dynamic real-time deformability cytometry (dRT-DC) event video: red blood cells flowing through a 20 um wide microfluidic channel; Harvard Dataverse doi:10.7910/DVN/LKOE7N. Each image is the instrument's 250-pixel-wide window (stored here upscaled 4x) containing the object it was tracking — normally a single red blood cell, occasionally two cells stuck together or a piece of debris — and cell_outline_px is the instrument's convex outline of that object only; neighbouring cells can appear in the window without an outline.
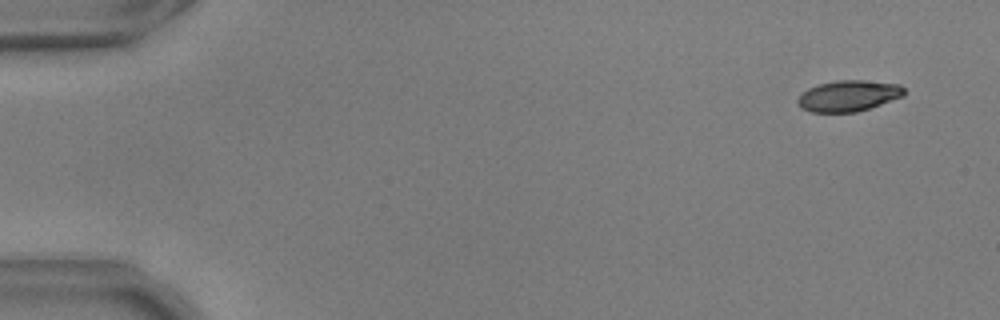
{"species": "common noctule bat (a hibernating species)", "species_latin": "Nyctalus noctula", "temperature_condition": "warm", "stored_images_in_passage": 54, "camera_frame_rate_fps": 3000, "um_per_image_px": 0.085, "animal": {"sex": "male", "body_mass_g": 17.9, "forearm_length_mm": 54.2}, "frame": {"image": 1, "passage_image": 2, "time_ms": 0.333, "image_size_px": [1000, 320], "cell_outline_px": [[904, 96], [856, 112], [812, 112], [800, 108], [796, 100], [808, 88], [820, 84], [836, 80], [864, 80], [900, 84], [904, 88]], "centroid_in_image_um": [72.12, 8.14], "position_along_channel_um": 12.9, "area_um2": 19.13}}
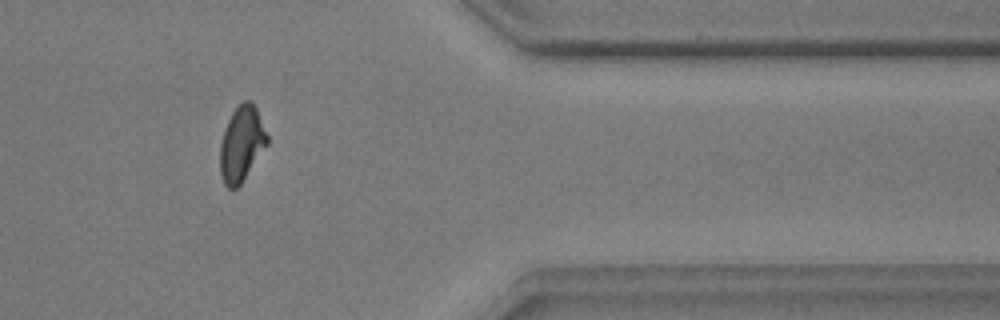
{"frame": {"image": 2, "passage_image": 45, "time_ms": 14.667, "image_size_px": [1000, 320], "cell_outline_px": [[268, 144], [240, 184], [236, 188], [228, 188], [224, 184], [220, 172], [220, 144], [224, 128], [232, 112], [244, 100], [248, 100], [256, 108], [268, 136]], "centroid_in_image_um": [20.52, 12.23], "position_along_channel_um": 390.9, "area_um2": 20.4}}
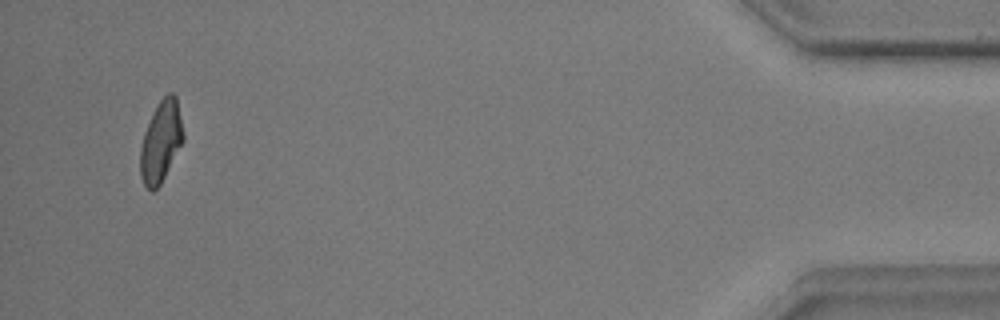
{"frame": {"image": 3, "passage_image": 52, "time_ms": 17.0, "image_size_px": [1000, 320], "cell_outline_px": [[184, 140], [160, 184], [152, 192], [144, 184], [140, 176], [140, 148], [144, 132], [160, 100], [168, 92], [172, 92], [176, 96], [184, 132]], "centroid_in_image_um": [13.68, 12.03], "position_along_channel_um": 421.5, "area_um2": 20.06}, "authors_computed_cell_mechanics": {"area_um2": 20.6635, "velocity_mm_per_s": 3.6584, "shape_relaxation_time_tau1_ms": 5.4584, "shape_relaxation_time_tau2_ms": 1.9463, "deformation_change_tau1": 0.1694, "deformation_change_tau2": 0.0695}}